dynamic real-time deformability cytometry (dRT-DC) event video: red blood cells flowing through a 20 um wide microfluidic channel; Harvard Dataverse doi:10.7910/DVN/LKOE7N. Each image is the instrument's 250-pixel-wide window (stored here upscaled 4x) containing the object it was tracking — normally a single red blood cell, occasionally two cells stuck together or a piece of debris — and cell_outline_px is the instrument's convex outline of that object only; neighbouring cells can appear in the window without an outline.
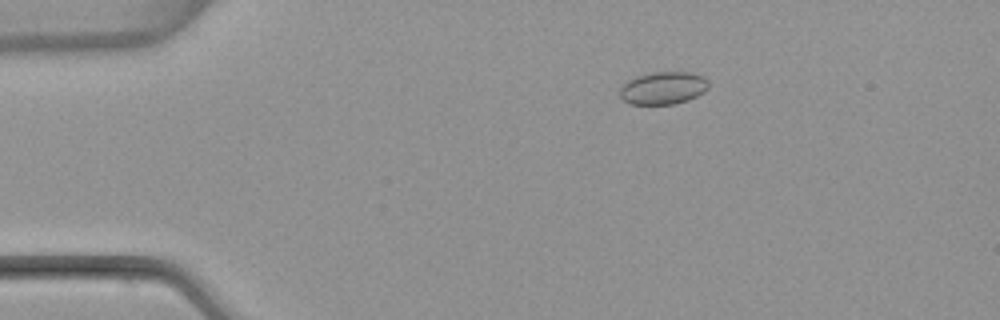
{"species": "common noctule bat (a hibernating species)", "species_latin": "Nyctalus noctula", "temperature_condition": "warm", "stored_images_in_passage": 45, "camera_frame_rate_fps": 3000, "um_per_image_px": 0.085, "animal": {"sex": "female", "body_mass_g": 22.7, "forearm_length_mm": 54.2}, "frame": {"image": 1, "passage_image": 3, "time_ms": 0.667, "image_size_px": [1000, 320], "cell_outline_px": [[708, 88], [704, 92], [688, 100], [672, 104], [628, 104], [620, 96], [620, 88], [628, 80], [636, 76], [652, 72], [688, 72], [704, 76], [708, 80]], "centroid_in_image_um": [56.37, 7.48], "position_along_channel_um": 28.6, "area_um2": 16.88}}
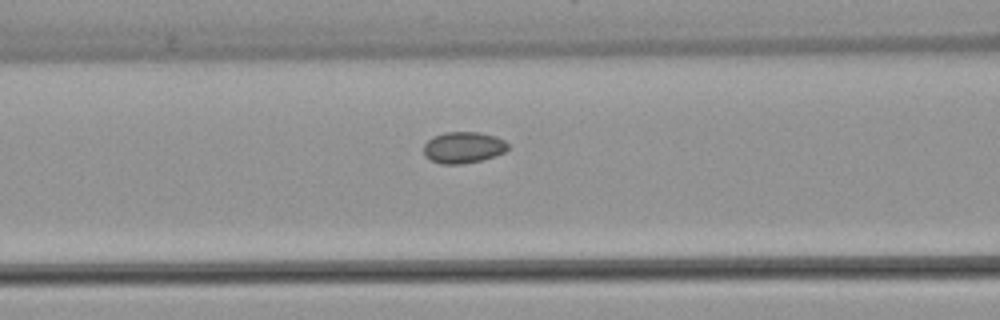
{"frame": {"image": 2, "passage_image": 15, "time_ms": 4.667, "image_size_px": [1000, 320], "cell_outline_px": [[508, 148], [504, 152], [496, 156], [484, 160], [460, 164], [440, 164], [424, 156], [424, 144], [432, 136], [444, 132], [480, 132], [496, 136], [504, 140], [508, 144]], "centroid_in_image_um": [39.38, 12.53], "position_along_channel_um": 127.2, "area_um2": 15.61}}
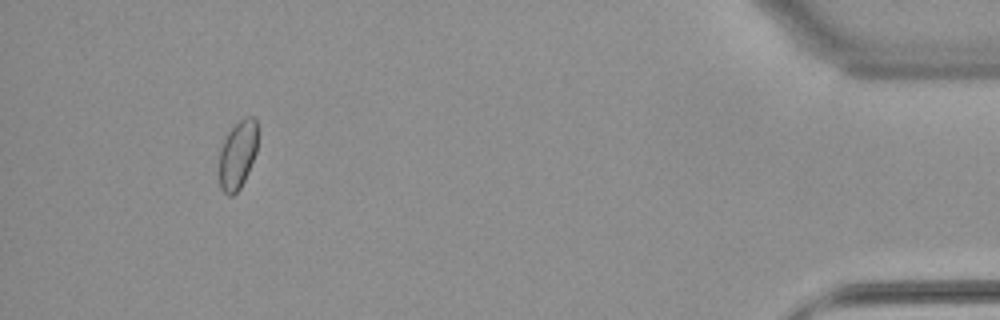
{"frame": {"image": 3, "passage_image": 42, "time_ms": 13.667, "image_size_px": [1000, 320], "cell_outline_px": [[256, 152], [248, 172], [240, 188], [232, 196], [228, 196], [220, 188], [216, 168], [220, 152], [224, 140], [228, 132], [240, 120], [248, 116], [252, 116], [256, 120]], "centroid_in_image_um": [20.14, 13.21], "position_along_channel_um": 415.1, "area_um2": 15.49}, "authors_computed_cell_mechanics": {"area_um2": 15.317, "velocity_mm_per_s": 3.9451, "shape_relaxation_time_tau1_ms": null, "shape_relaxation_time_tau2_ms": 5.0717, "deformation_change_tau1": null, "deformation_change_tau2": 0.0657}}